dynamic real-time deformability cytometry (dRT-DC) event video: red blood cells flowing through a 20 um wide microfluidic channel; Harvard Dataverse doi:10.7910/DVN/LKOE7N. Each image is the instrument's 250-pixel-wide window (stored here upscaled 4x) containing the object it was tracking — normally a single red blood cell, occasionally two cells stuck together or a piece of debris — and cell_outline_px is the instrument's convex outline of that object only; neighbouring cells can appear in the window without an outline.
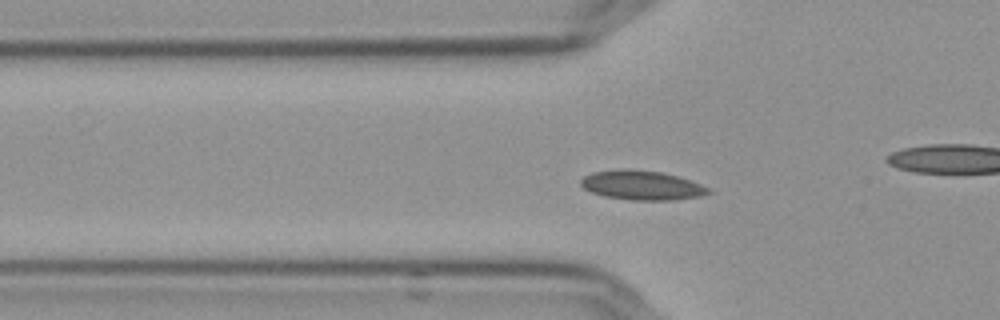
{"species": "Egyptian fruit bat (a non-hibernating species)", "species_latin": "Rousettus aegyptiacus", "temperature_condition": "cold", "stored_images_in_passage": 51, "camera_frame_rate_fps": 3000, "um_per_image_px": 0.085, "frame": {"image": 1, "passage_image": 13, "time_ms": 4.0, "image_size_px": [1000, 320], "cell_outline_px": [[712, 192], [700, 196], [672, 200], [628, 200], [604, 196], [592, 192], [584, 188], [580, 184], [580, 180], [584, 176], [592, 172], [624, 168], [660, 172], [676, 176], [700, 184], [708, 188]], "centroid_in_image_um": [54.51, 15.75], "position_along_channel_um": 71.3, "area_um2": 21.68}}
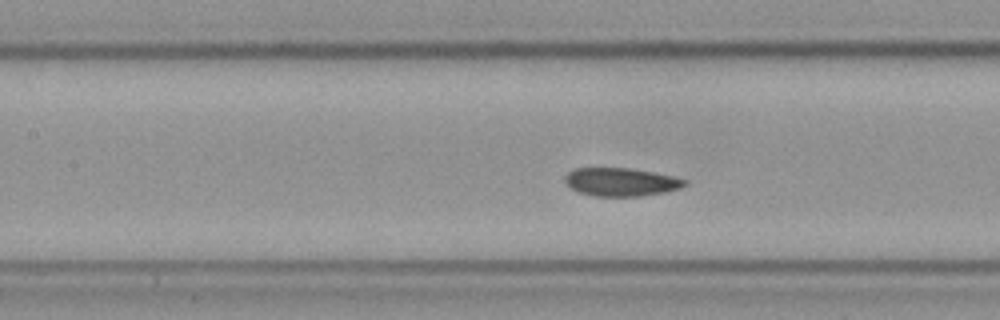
{"frame": {"image": 2, "passage_image": 20, "time_ms": 6.333, "image_size_px": [1000, 320], "cell_outline_px": [[688, 184], [680, 188], [664, 192], [640, 196], [596, 196], [580, 192], [564, 184], [564, 176], [568, 172], [576, 168], [632, 168], [676, 176], [688, 180]], "centroid_in_image_um": [52.81, 15.46], "position_along_channel_um": 154.6, "area_um2": 19.88}}
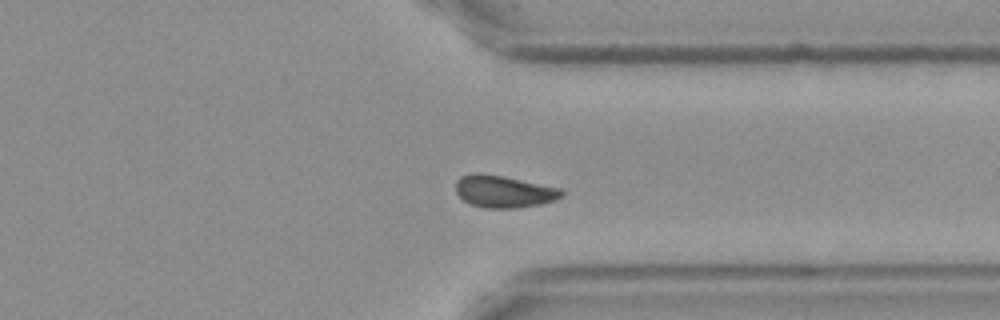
{"frame": {"image": 3, "passage_image": 38, "time_ms": 12.333, "image_size_px": [1000, 320], "cell_outline_px": [[564, 196], [556, 200], [540, 204], [516, 208], [484, 208], [472, 204], [464, 200], [456, 192], [456, 180], [460, 176], [472, 172], [480, 172], [504, 176], [560, 188], [564, 192]], "centroid_in_image_um": [42.82, 16.26], "position_along_channel_um": 368.6, "area_um2": 20.0}}